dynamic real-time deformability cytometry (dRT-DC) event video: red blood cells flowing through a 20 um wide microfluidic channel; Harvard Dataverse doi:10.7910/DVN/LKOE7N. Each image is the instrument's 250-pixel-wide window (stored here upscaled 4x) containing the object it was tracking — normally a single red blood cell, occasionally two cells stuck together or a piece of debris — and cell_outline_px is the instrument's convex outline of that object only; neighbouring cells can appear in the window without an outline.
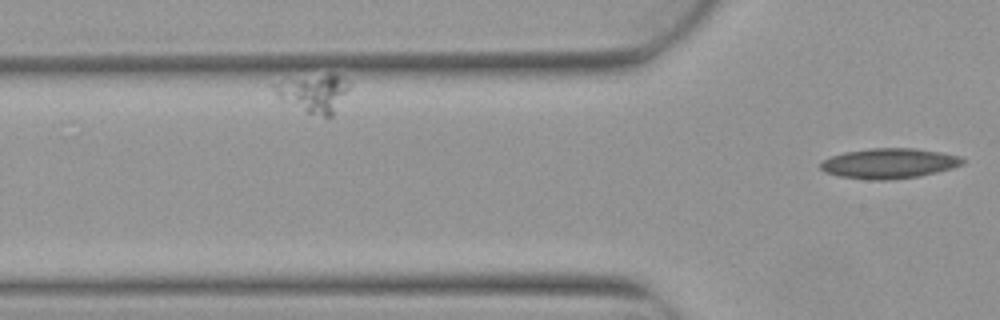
{"species": "Egyptian fruit bat (a non-hibernating species)", "species_latin": "Rousettus aegyptiacus", "temperature_condition": "warm", "stored_images_in_passage": 2, "camera_frame_rate_fps": 3000, "um_per_image_px": 0.085, "animal": {"sex": "female"}, "frame": {"image": 1, "passage_image": 2, "time_ms": 0.333, "image_size_px": [1000, 320], "cell_outline_px": [[964, 164], [952, 168], [920, 176], [892, 180], [872, 180], [840, 176], [824, 172], [820, 168], [820, 164], [824, 160], [832, 156], [844, 152], [872, 148], [912, 148], [940, 152], [960, 156], [964, 160]], "centroid_in_image_um": [75.58, 13.89], "position_along_channel_um": 50.2, "area_um2": 24.91}}